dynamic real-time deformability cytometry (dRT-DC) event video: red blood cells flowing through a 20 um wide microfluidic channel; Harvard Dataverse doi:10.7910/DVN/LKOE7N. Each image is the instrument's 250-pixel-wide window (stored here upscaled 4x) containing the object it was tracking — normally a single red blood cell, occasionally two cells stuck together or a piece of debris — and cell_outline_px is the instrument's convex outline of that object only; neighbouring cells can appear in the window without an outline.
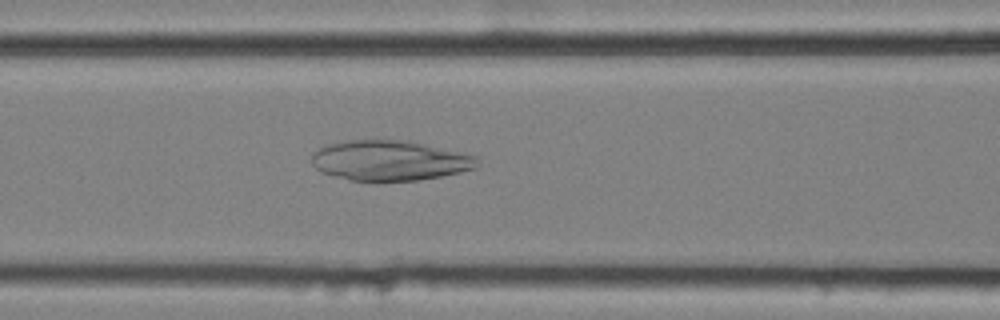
{"species": "common noctule bat (a hibernating species)", "species_latin": "Nyctalus noctula", "temperature_condition": "cold", "stored_images_in_passage": 53, "camera_frame_rate_fps": 3000, "um_per_image_px": 0.085, "animal": {"sex": "female", "body_mass_g": 25.1}, "frame": {"image": 1, "passage_image": 21, "time_ms": 6.667, "image_size_px": [1000, 320], "cell_outline_px": [[480, 164], [476, 168], [460, 172], [440, 176], [416, 180], [376, 184], [348, 180], [320, 172], [312, 164], [312, 152], [324, 144], [344, 140], [408, 140], [464, 152], [476, 156]], "centroid_in_image_um": [33.09, 13.66], "position_along_channel_um": 133.5, "area_um2": 40.06}}
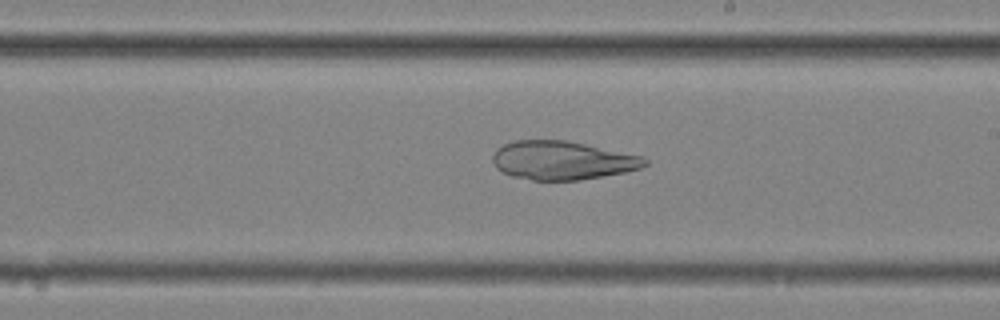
{"frame": {"image": 2, "passage_image": 30, "time_ms": 9.667, "image_size_px": [1000, 320], "cell_outline_px": [[648, 164], [640, 168], [624, 172], [580, 180], [532, 180], [512, 176], [496, 168], [492, 160], [492, 156], [496, 148], [504, 144], [516, 140], [564, 140], [644, 156], [648, 160]], "centroid_in_image_um": [47.79, 13.63], "position_along_channel_um": 241.2, "area_um2": 34.16}}
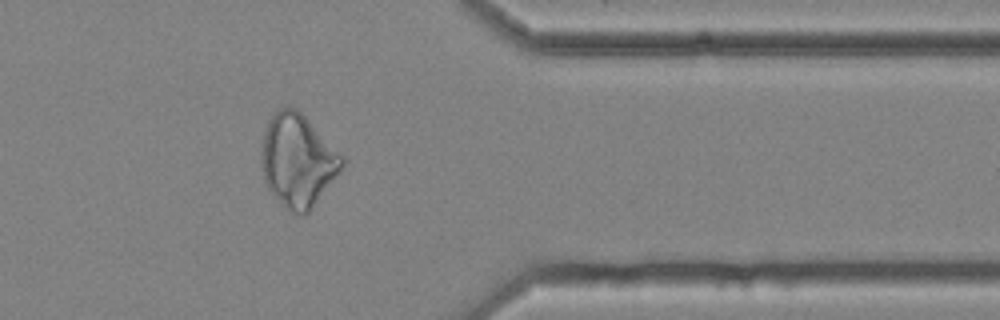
{"frame": {"image": 3, "passage_image": 43, "time_ms": 14.0, "image_size_px": [1000, 320], "cell_outline_px": [[344, 164], [340, 172], [308, 212], [304, 216], [300, 216], [292, 212], [268, 188], [264, 180], [260, 160], [264, 128], [268, 120], [280, 108], [296, 108], [344, 156]], "centroid_in_image_um": [25.3, 13.64], "position_along_channel_um": 386.1, "area_um2": 43.06}}